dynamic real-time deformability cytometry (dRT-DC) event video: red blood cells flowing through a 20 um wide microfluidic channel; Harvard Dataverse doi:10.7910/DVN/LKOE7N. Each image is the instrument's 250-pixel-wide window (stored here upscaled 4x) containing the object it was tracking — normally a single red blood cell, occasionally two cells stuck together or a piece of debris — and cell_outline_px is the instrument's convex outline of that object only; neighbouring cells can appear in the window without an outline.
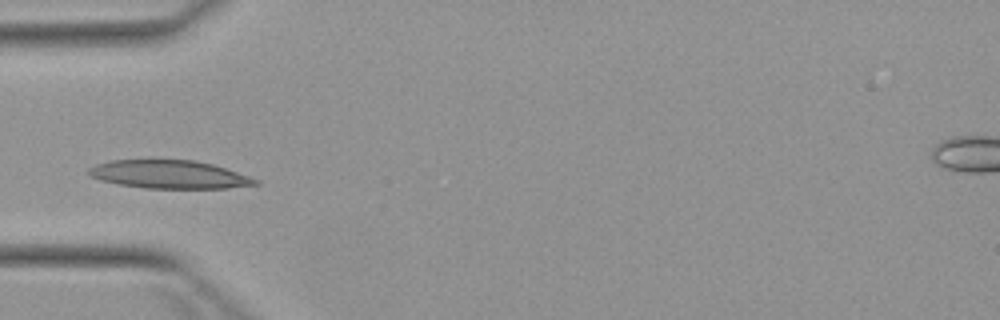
{"species": "Egyptian fruit bat (a non-hibernating species)", "species_latin": "Rousettus aegyptiacus", "temperature_condition": "warm", "stored_images_in_passage": 4, "camera_frame_rate_fps": 3000, "um_per_image_px": 0.085, "animal": {"sex": "female"}, "frame": {"image": 1, "passage_image": 3, "time_ms": 2.667, "image_size_px": [1000, 320], "cell_outline_px": [[260, 184], [228, 188], [144, 188], [120, 184], [100, 180], [88, 176], [88, 168], [96, 164], [112, 160], [192, 160], [212, 164], [260, 180]], "centroid_in_image_um": [14.36, 14.83], "position_along_channel_um": 70.6, "area_um2": 27.22}}
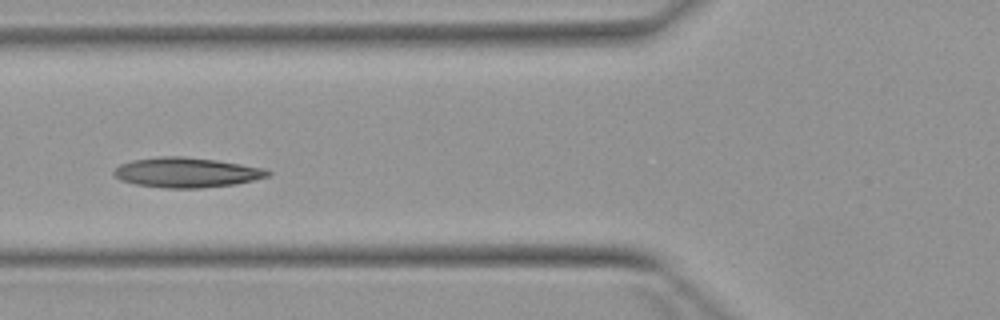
{"frame": {"image": 2, "passage_image": 4, "time_ms": 3.667, "image_size_px": [1000, 320], "cell_outline_px": [[272, 176], [236, 184], [200, 188], [164, 188], [136, 184], [120, 180], [112, 172], [120, 164], [132, 160], [160, 156], [184, 156], [216, 160], [264, 168], [272, 172]], "centroid_in_image_um": [15.88, 14.66], "position_along_channel_um": 109.9, "area_um2": 26.93}}